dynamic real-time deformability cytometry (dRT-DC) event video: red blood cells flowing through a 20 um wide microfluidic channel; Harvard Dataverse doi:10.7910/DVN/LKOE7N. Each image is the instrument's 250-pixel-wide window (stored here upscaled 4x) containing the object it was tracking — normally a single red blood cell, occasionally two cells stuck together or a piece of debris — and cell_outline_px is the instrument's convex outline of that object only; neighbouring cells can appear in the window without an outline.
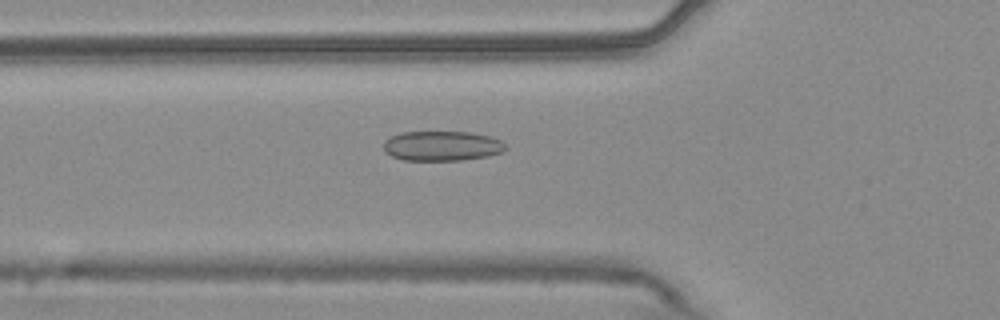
{"species": "common noctule bat (a hibernating species)", "species_latin": "Nyctalus noctula", "temperature_condition": "warm", "stored_images_in_passage": 55, "camera_frame_rate_fps": 3000, "um_per_image_px": 0.085, "animal": {"sex": "male", "body_mass_g": 20.4}, "frame": {"image": 1, "passage_image": 20, "time_ms": 6.333, "image_size_px": [1000, 320], "cell_outline_px": [[508, 148], [500, 152], [488, 156], [460, 160], [404, 160], [392, 156], [384, 152], [384, 140], [400, 132], [472, 132], [488, 136], [500, 140]], "centroid_in_image_um": [37.54, 12.4], "position_along_channel_um": 88.3, "area_um2": 21.15}}
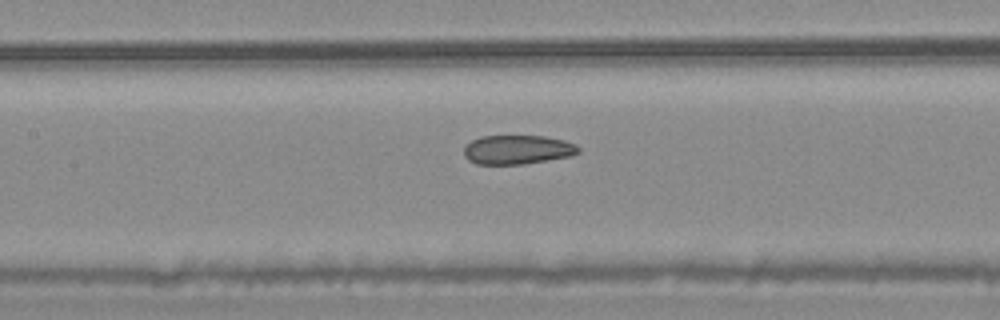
{"frame": {"image": 2, "passage_image": 26, "time_ms": 8.333, "image_size_px": [1000, 320], "cell_outline_px": [[580, 152], [572, 156], [524, 164], [476, 164], [468, 160], [464, 156], [464, 144], [480, 136], [544, 136], [564, 140], [576, 144], [580, 148]], "centroid_in_image_um": [43.98, 12.72], "position_along_channel_um": 163.4, "area_um2": 19.65}}
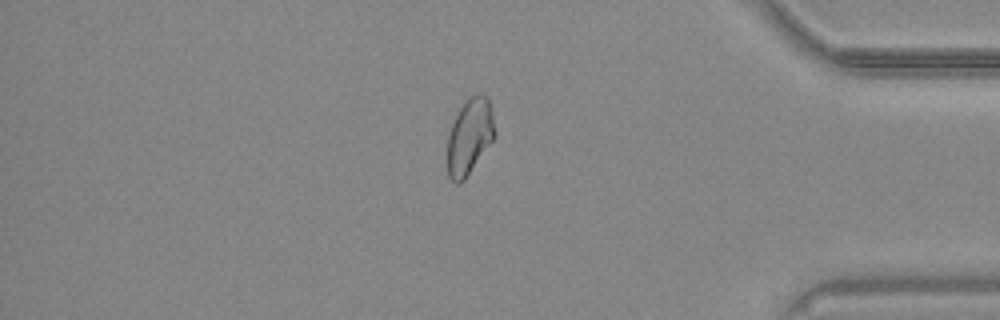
{"frame": {"image": 3, "passage_image": 47, "time_ms": 15.333, "image_size_px": [1000, 320], "cell_outline_px": [[496, 136], [464, 180], [460, 184], [456, 184], [448, 176], [448, 136], [452, 124], [460, 108], [472, 96], [480, 92], [488, 96], [492, 112], [496, 132]], "centroid_in_image_um": [39.94, 11.6], "position_along_channel_um": 395.3, "area_um2": 20.81}, "authors_computed_cell_mechanics": {"area_um2": 21.2704, "velocity_mm_per_s": 3.7168, "shape_relaxation_time_tau1_ms": null, "shape_relaxation_time_tau2_ms": 1.9551, "deformation_change_tau1": null, "deformation_change_tau2": 0.0714}}